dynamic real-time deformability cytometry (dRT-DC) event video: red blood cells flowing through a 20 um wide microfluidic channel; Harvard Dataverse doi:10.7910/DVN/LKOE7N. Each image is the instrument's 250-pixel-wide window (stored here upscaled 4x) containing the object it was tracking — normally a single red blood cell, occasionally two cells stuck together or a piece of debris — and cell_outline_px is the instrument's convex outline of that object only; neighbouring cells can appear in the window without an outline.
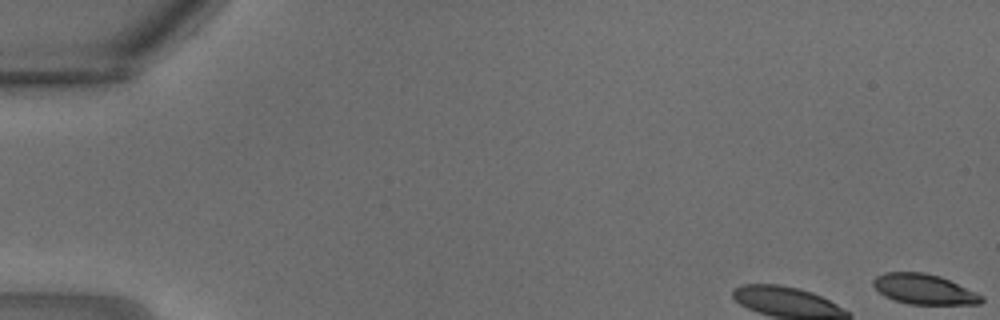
{"species": "common noctule bat (a hibernating species)", "species_latin": "Nyctalus noctula", "temperature_condition": "warm", "stored_images_in_passage": 4, "camera_frame_rate_fps": 3000, "um_per_image_px": 0.085, "animal": {"sex": "male", "body_mass_g": 18.8}, "frame": {"image": 1, "passage_image": 1, "time_ms": 0.0, "image_size_px": [1000, 320], "cell_outline_px": [[984, 300], [980, 304], [908, 304], [884, 296], [872, 284], [872, 280], [876, 276], [884, 272], [924, 272], [940, 276], [976, 292], [984, 296]], "centroid_in_image_um": [78.54, 24.58], "position_along_channel_um": 6.5, "area_um2": 19.02}}